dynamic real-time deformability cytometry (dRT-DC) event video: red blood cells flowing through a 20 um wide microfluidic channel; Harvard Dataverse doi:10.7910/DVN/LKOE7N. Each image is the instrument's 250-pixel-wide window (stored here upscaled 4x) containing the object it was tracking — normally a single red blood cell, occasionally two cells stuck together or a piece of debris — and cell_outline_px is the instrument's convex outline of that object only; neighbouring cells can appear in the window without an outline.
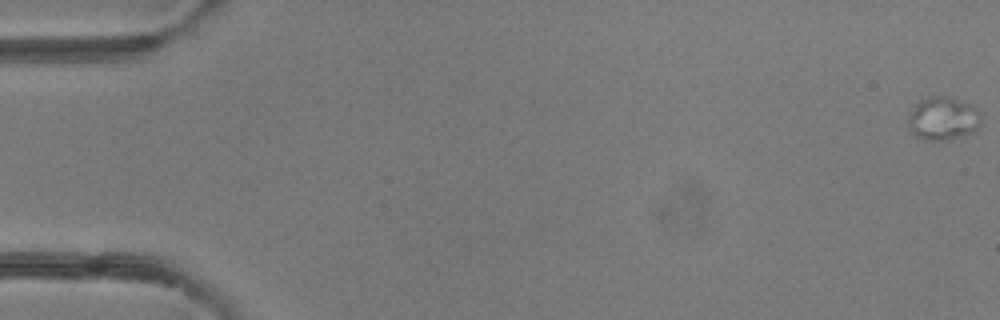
{"species": "common noctule bat (a hibernating species)", "species_latin": "Nyctalus noctula", "temperature_condition": "room temperature", "stored_images_in_passage": 5, "camera_frame_rate_fps": 3000, "um_per_image_px": 0.085, "animal": {"sex": "female"}, "frame": {"image": 1, "passage_image": 1, "time_ms": 0.0, "image_size_px": [1000, 320], "cell_outline_px": [[980, 124], [976, 128], [968, 132], [944, 140], [924, 140], [916, 136], [912, 132], [908, 124], [908, 116], [916, 104], [920, 100], [932, 96], [944, 96], [968, 104], [972, 108], [980, 120]], "centroid_in_image_um": [80.05, 10.08], "position_along_channel_um": 5.0, "area_um2": 17.4}}
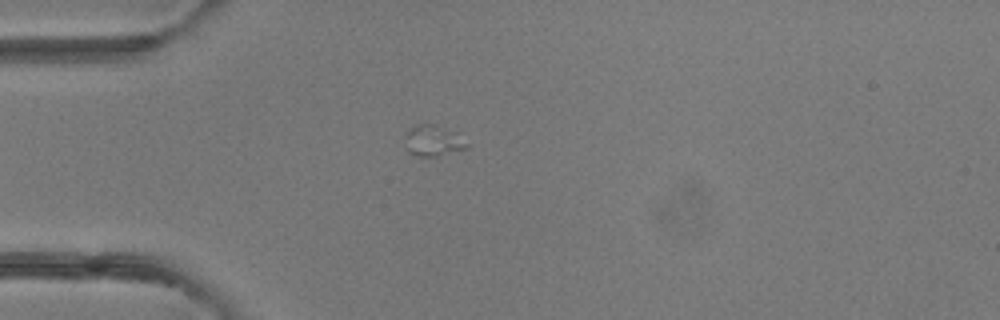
{"frame": {"image": 2, "passage_image": 5, "time_ms": 4.667, "image_size_px": [1000, 320], "cell_outline_px": [[468, 148], [436, 156], [420, 156], [408, 152], [404, 148], [404, 132], [416, 124], [436, 124], [456, 132], [468, 144]], "centroid_in_image_um": [36.75, 11.94], "position_along_channel_um": 48.2, "area_um2": 11.39}}